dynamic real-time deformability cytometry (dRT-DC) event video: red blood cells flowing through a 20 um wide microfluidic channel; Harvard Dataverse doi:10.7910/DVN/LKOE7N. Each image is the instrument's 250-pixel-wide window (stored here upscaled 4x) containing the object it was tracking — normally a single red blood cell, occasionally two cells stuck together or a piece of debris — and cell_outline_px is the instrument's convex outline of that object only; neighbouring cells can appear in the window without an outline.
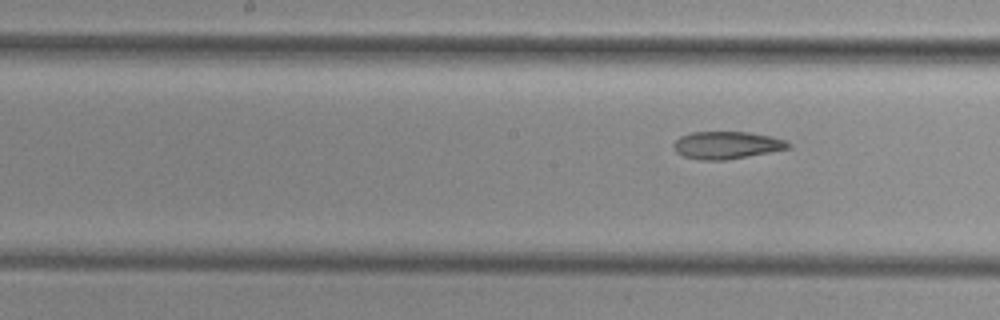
{"species": "common noctule bat (a hibernating species)", "species_latin": "Nyctalus noctula", "temperature_condition": "cold", "stored_images_in_passage": 10, "camera_frame_rate_fps": 3000, "um_per_image_px": 0.085, "animal": {"sex": "female", "body_mass_g": 29.2, "forearm_length_mm": 56.3}, "frame": {"image": 1, "passage_image": 10, "time_ms": 12.0, "image_size_px": [1000, 320], "cell_outline_px": [[792, 148], [724, 160], [700, 160], [684, 156], [676, 152], [672, 144], [680, 136], [692, 132], [748, 132], [772, 136], [784, 140], [792, 144]], "centroid_in_image_um": [61.78, 12.33], "position_along_channel_um": 186.4, "area_um2": 18.32}}